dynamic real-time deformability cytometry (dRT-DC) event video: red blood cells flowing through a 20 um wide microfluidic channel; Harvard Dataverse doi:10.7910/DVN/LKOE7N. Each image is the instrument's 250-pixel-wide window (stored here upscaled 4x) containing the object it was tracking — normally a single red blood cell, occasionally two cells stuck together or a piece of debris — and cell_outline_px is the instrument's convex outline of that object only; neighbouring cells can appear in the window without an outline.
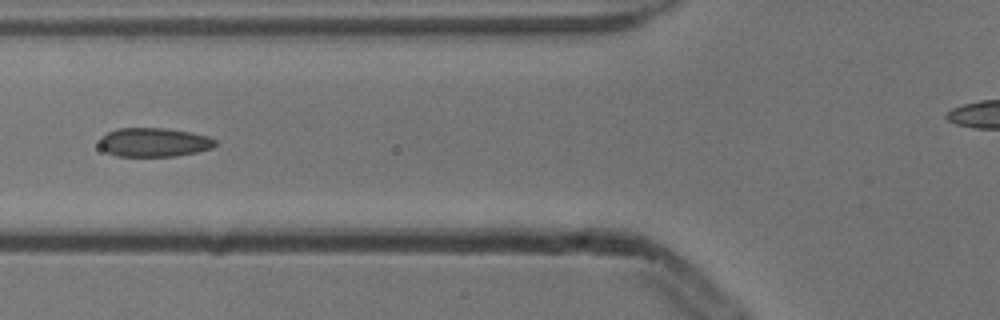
{"species": "common noctule bat (a hibernating species)", "species_latin": "Nyctalus noctula", "temperature_condition": "cold", "stored_images_in_passage": 6, "camera_frame_rate_fps": 3000, "um_per_image_px": 0.085, "animal": {"sex": "male", "body_mass_g": 13.3}, "frame": {"image": 1, "passage_image": 5, "time_ms": 1.333, "image_size_px": [1000, 320], "cell_outline_px": [[216, 144], [212, 148], [196, 152], [176, 156], [116, 156], [100, 148], [100, 136], [116, 128], [164, 128], [192, 132], [208, 136], [216, 140]], "centroid_in_image_um": [13.08, 12.09], "position_along_channel_um": 112.7, "area_um2": 19.59}}
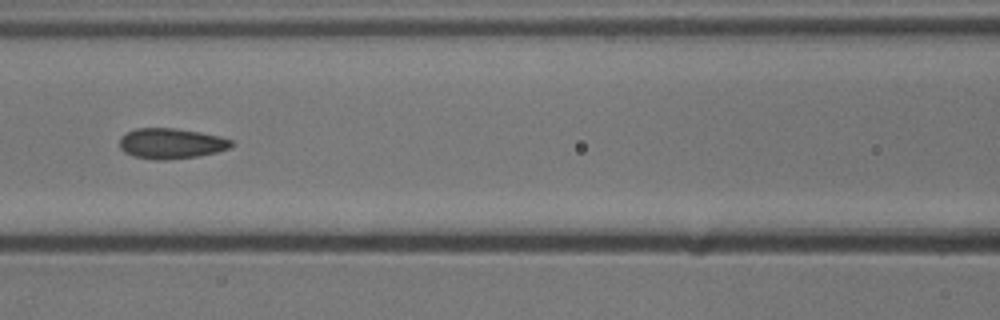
{"frame": {"image": 2, "passage_image": 6, "time_ms": 1.667, "image_size_px": [1000, 320], "cell_outline_px": [[232, 144], [228, 148], [216, 152], [196, 156], [168, 160], [156, 160], [132, 156], [124, 152], [120, 148], [120, 136], [136, 128], [176, 128], [200, 132], [220, 136], [232, 140]], "centroid_in_image_um": [14.51, 12.19], "position_along_channel_um": 152.1, "area_um2": 19.83}}